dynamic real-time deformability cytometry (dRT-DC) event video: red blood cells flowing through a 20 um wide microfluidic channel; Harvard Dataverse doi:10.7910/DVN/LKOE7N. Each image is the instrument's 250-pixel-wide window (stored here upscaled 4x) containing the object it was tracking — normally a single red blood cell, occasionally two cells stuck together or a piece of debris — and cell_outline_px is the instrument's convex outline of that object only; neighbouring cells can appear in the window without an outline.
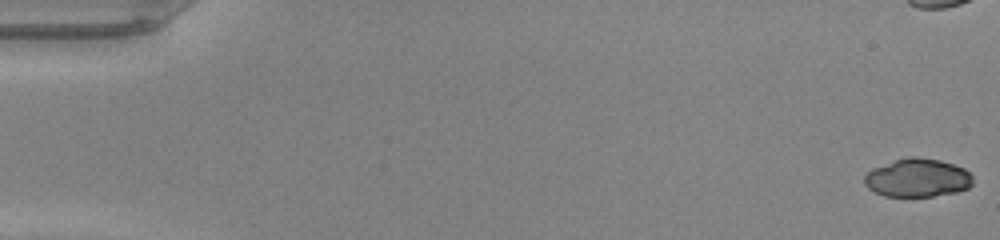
{"species": "common noctule bat (a hibernating species)", "species_latin": "Nyctalus noctula", "temperature_condition": "warm", "stored_images_in_passage": 49, "camera_frame_rate_fps": 3000, "um_per_image_px": 0.085, "animal": {"sex": "male", "body_mass_g": 20.0, "forearm_length_mm": 53.3}, "frame": {"image": 1, "passage_image": 1, "time_ms": 0.0, "image_size_px": [1000, 240], "cell_outline_px": [[972, 184], [968, 188], [956, 192], [932, 196], [884, 196], [868, 188], [864, 184], [864, 176], [872, 168], [908, 156], [916, 156], [940, 160], [964, 168], [972, 176]], "centroid_in_image_um": [77.98, 15.11], "position_along_channel_um": 7.0, "area_um2": 24.16}, "authors_computed_cell_mechanics": {"area_um2": 24.7962, "velocity_mm_per_s": 4.2927, "shape_relaxation_time_tau1_ms": 2.8388, "shape_relaxation_time_tau2_ms": null, "deformation_change_tau1": 0.1696, "deformation_change_tau2": null}}